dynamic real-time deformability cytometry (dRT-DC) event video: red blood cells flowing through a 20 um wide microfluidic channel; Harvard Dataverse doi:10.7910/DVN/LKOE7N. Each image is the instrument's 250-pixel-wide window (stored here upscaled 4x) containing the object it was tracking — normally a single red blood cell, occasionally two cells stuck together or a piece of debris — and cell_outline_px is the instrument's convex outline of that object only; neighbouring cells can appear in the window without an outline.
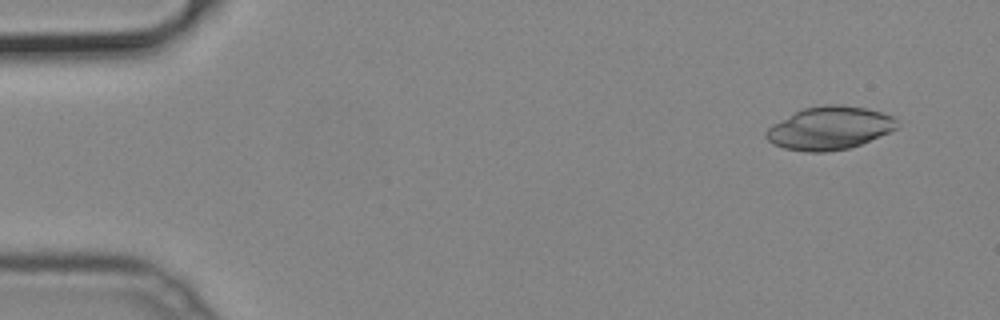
{"species": "common noctule bat (a hibernating species)", "species_latin": "Nyctalus noctula", "temperature_condition": "cold", "stored_images_in_passage": 51, "camera_frame_rate_fps": 3000, "um_per_image_px": 0.085, "animal": {"sex": "male", "body_mass_g": 19.2, "forearm_length_mm": 51.8}, "frame": {"image": 1, "passage_image": 4, "time_ms": 1.0, "image_size_px": [1000, 320], "cell_outline_px": [[900, 124], [896, 128], [888, 132], [860, 144], [848, 148], [824, 152], [804, 152], [784, 148], [772, 144], [764, 136], [764, 132], [772, 124], [804, 108], [828, 104], [840, 104], [868, 108], [892, 116]], "centroid_in_image_um": [70.48, 10.89], "position_along_channel_um": 14.5, "area_um2": 32.71}}